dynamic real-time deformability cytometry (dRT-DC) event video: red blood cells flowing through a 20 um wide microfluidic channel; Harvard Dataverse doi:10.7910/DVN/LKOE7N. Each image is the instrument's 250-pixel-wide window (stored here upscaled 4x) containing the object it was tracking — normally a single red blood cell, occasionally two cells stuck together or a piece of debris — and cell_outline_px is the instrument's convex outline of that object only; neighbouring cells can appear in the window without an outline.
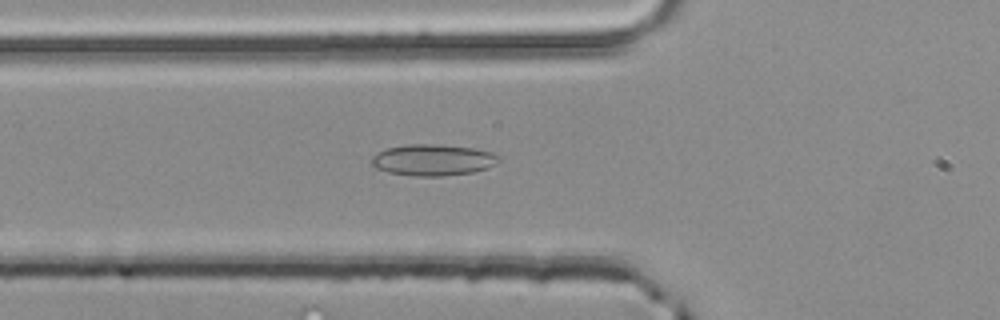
{"species": "common noctule bat (a hibernating species)", "species_latin": "Nyctalus noctula", "temperature_condition": "room temperature", "stored_images_in_passage": 13, "camera_frame_rate_fps": 3000, "um_per_image_px": 0.085, "animal": {"sex": "male", "body_mass_g": 20.4}, "frame": {"image": 1, "passage_image": 3, "time_ms": 0.667, "image_size_px": [1000, 320], "cell_outline_px": [[500, 160], [496, 164], [488, 168], [472, 172], [444, 176], [412, 176], [388, 172], [376, 168], [372, 164], [372, 156], [376, 152], [388, 148], [408, 144], [440, 144], [472, 148], [492, 152], [500, 156]], "centroid_in_image_um": [36.81, 13.59], "position_along_channel_um": 89.0, "area_um2": 23.35}}
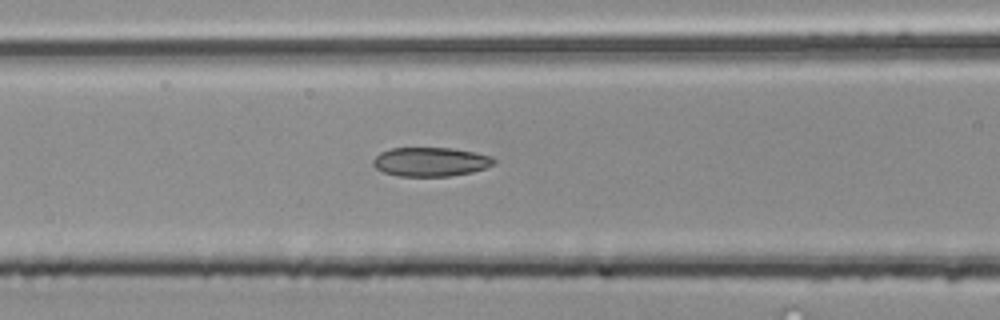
{"frame": {"image": 2, "passage_image": 6, "time_ms": 1.667, "image_size_px": [1000, 320], "cell_outline_px": [[496, 160], [492, 164], [484, 168], [472, 172], [448, 176], [400, 176], [384, 172], [376, 168], [372, 164], [372, 160], [380, 152], [388, 148], [452, 148], [472, 152], [488, 156]], "centroid_in_image_um": [36.53, 13.75], "position_along_channel_um": 130.1, "area_um2": 20.23}}
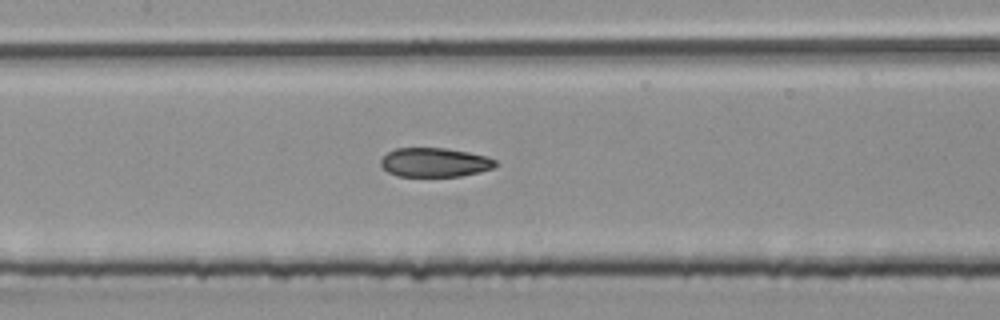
{"frame": {"image": 3, "passage_image": 9, "time_ms": 2.667, "image_size_px": [1000, 320], "cell_outline_px": [[500, 164], [492, 168], [480, 172], [460, 176], [396, 176], [388, 172], [380, 164], [380, 160], [388, 152], [396, 148], [448, 148], [488, 156], [496, 160]], "centroid_in_image_um": [36.98, 13.8], "position_along_channel_um": 170.4, "area_um2": 19.59}}